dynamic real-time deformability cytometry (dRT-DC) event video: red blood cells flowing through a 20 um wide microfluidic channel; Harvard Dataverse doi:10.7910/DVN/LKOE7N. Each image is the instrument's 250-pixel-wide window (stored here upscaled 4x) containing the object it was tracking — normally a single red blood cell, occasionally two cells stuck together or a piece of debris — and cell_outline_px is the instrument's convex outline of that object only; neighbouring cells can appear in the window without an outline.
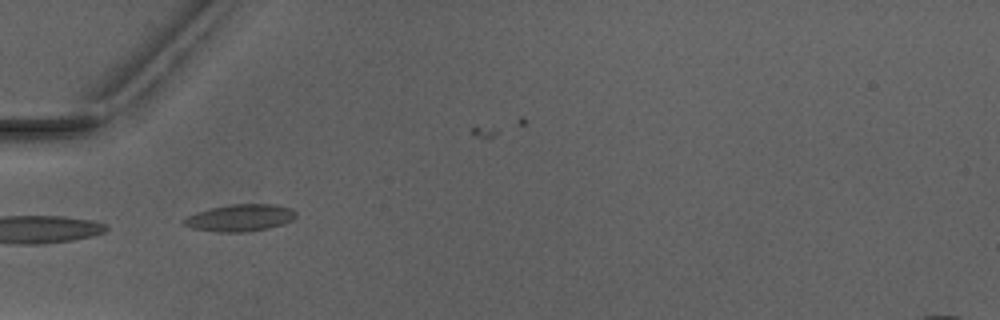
{"species": "Egyptian fruit bat (a non-hibernating species)", "species_latin": "Rousettus aegyptiacus", "temperature_condition": "warm", "stored_images_in_passage": 4, "camera_frame_rate_fps": 3000, "um_per_image_px": 0.085, "animal": {"sex": "male"}, "frame": {"image": 1, "passage_image": 1, "time_ms": 0.0, "image_size_px": [1000, 320], "cell_outline_px": [[296, 216], [292, 220], [284, 224], [268, 228], [244, 232], [220, 232], [192, 228], [184, 224], [184, 220], [188, 216], [196, 212], [212, 208], [232, 204], [276, 204], [292, 208], [296, 212]], "centroid_in_image_um": [20.46, 18.51], "position_along_channel_um": 64.5, "area_um2": 17.51}}
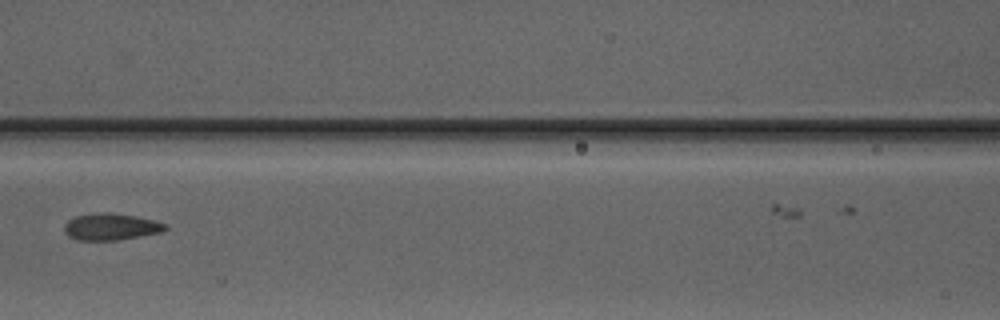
{"frame": {"image": 2, "passage_image": 3, "time_ms": 2.333, "image_size_px": [1000, 320], "cell_outline_px": [[168, 228], [160, 232], [116, 240], [76, 240], [68, 236], [64, 228], [64, 224], [68, 220], [76, 216], [104, 212], [112, 212], [136, 216], [168, 224]], "centroid_in_image_um": [9.42, 19.27], "position_along_channel_um": 157.2, "area_um2": 15.61}}
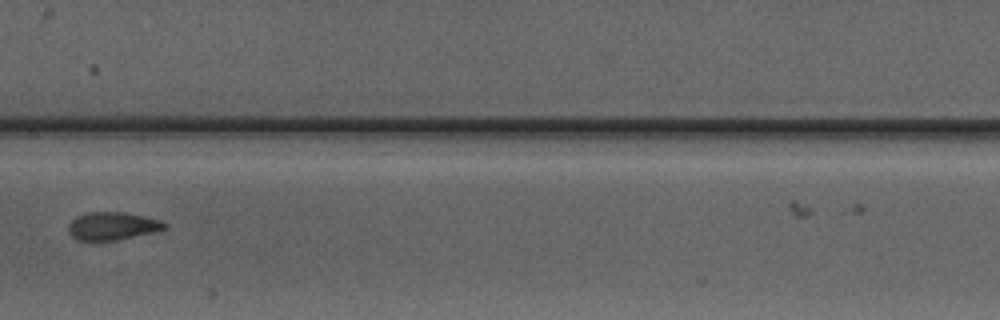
{"frame": {"image": 3, "passage_image": 4, "time_ms": 3.333, "image_size_px": [1000, 320], "cell_outline_px": [[168, 228], [152, 232], [116, 240], [76, 240], [68, 232], [68, 224], [76, 216], [88, 212], [124, 212], [144, 216], [160, 220], [168, 224]], "centroid_in_image_um": [9.54, 19.2], "position_along_channel_um": 197.9, "area_um2": 15.61}}